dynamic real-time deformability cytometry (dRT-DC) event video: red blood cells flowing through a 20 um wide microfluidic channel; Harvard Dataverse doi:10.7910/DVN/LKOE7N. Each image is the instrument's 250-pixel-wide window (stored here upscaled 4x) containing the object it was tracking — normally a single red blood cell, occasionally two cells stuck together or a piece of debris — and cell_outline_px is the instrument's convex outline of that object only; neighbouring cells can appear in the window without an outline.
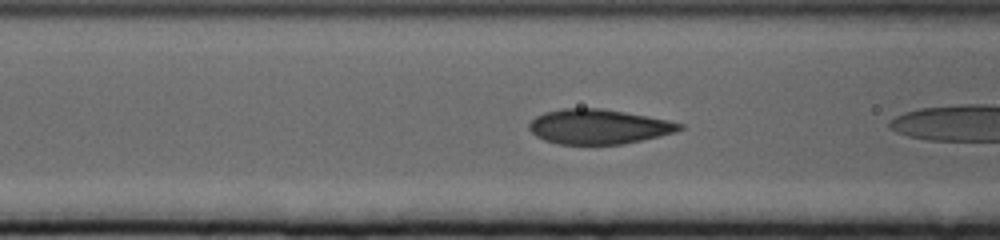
{"species": "human", "species_latin": "Homo sapiens", "temperature_condition": "cold", "stored_images_in_passage": 9, "camera_frame_rate_fps": 3000, "um_per_image_px": 0.085, "donor": {"sex": "female"}, "frame": {"image": 1, "passage_image": 3, "time_ms": 0.667, "image_size_px": [1000, 240], "cell_outline_px": [[684, 128], [676, 132], [660, 136], [624, 144], [556, 144], [544, 140], [536, 136], [528, 128], [528, 124], [536, 116], [544, 112], [564, 108], [600, 108], [624, 112], [668, 120], [684, 124]], "centroid_in_image_um": [50.87, 10.77], "position_along_channel_um": 115.7, "area_um2": 30.52}}
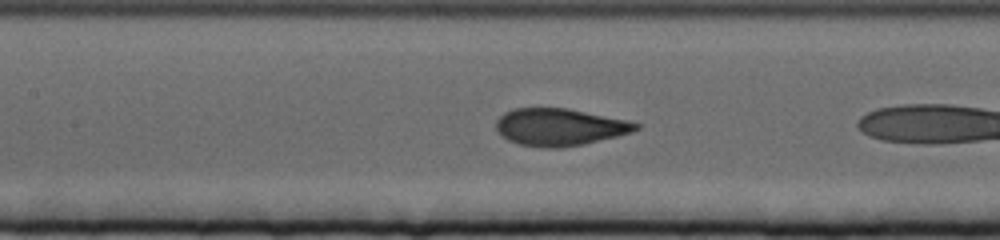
{"frame": {"image": 2, "passage_image": 7, "time_ms": 2.0, "image_size_px": [1000, 240], "cell_outline_px": [[640, 128], [632, 132], [584, 144], [564, 148], [544, 148], [520, 144], [508, 140], [496, 128], [496, 120], [504, 112], [512, 108], [568, 108], [628, 120], [640, 124]], "centroid_in_image_um": [47.58, 10.79], "position_along_channel_um": 159.8, "area_um2": 30.35}}